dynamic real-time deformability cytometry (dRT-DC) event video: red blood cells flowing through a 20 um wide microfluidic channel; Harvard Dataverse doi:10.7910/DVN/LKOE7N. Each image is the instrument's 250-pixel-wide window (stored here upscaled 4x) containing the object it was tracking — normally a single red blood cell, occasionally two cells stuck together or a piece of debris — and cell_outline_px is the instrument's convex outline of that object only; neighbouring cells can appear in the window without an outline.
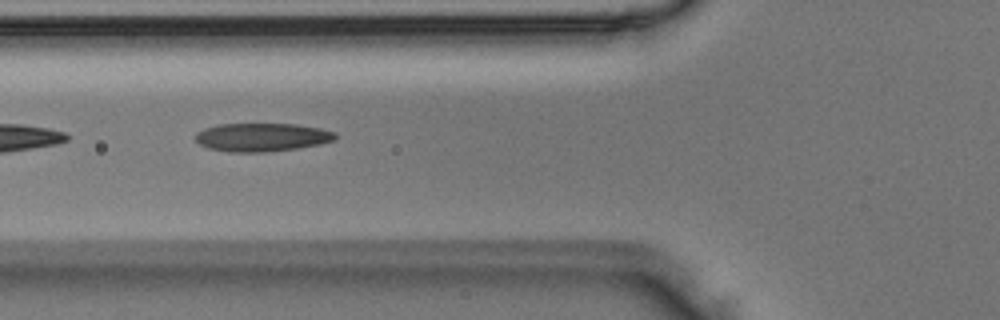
{"species": "Egyptian fruit bat (a non-hibernating species)", "species_latin": "Rousettus aegyptiacus", "temperature_condition": "room temperature", "stored_images_in_passage": 8, "camera_frame_rate_fps": 3000, "um_per_image_px": 0.085, "animal": {"sex": "male"}, "frame": {"image": 1, "passage_image": 6, "time_ms": 1.667, "image_size_px": [1000, 320], "cell_outline_px": [[336, 140], [320, 144], [296, 148], [264, 152], [228, 152], [208, 148], [200, 144], [196, 140], [196, 132], [204, 128], [216, 124], [296, 124], [320, 128], [336, 132]], "centroid_in_image_um": [22.26, 11.66], "position_along_channel_um": 103.5, "area_um2": 23.18}}
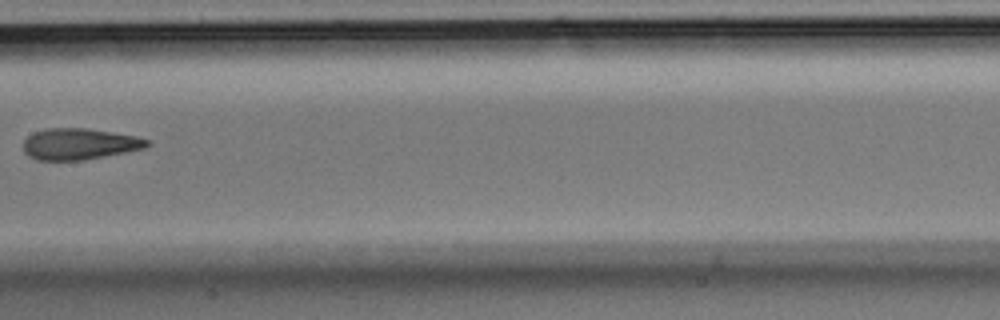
{"frame": {"image": 2, "passage_image": 8, "time_ms": 2.333, "image_size_px": [1000, 320], "cell_outline_px": [[152, 144], [148, 148], [84, 160], [36, 160], [28, 156], [24, 152], [24, 140], [32, 132], [48, 128], [88, 128], [136, 136], [152, 140]], "centroid_in_image_um": [6.79, 12.24], "position_along_channel_um": 200.6, "area_um2": 22.89}}